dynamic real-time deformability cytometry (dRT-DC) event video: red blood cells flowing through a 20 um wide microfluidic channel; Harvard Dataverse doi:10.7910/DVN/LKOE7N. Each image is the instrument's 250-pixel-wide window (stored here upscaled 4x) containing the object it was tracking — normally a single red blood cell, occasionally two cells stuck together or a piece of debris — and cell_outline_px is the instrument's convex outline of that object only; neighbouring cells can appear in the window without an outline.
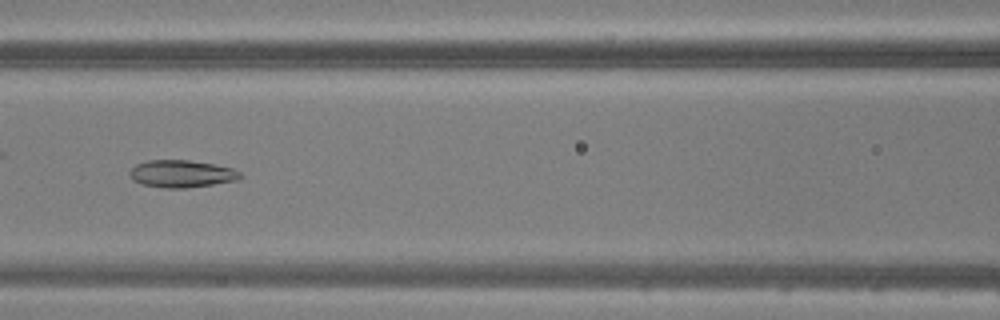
{"species": "common noctule bat (a hibernating species)", "species_latin": "Nyctalus noctula", "temperature_condition": "warm", "stored_images_in_passage": 31, "camera_frame_rate_fps": 3000, "um_per_image_px": 0.085, "animal": {"sex": "male", "body_mass_g": 20.5, "forearm_length_mm": 52.5}, "frame": {"image": 1, "passage_image": 10, "time_ms": 3.0, "image_size_px": [1000, 320], "cell_outline_px": [[244, 176], [236, 180], [212, 184], [184, 188], [168, 188], [140, 184], [132, 180], [128, 172], [136, 164], [148, 160], [188, 160], [212, 164], [232, 168], [240, 172]], "centroid_in_image_um": [15.4, 14.77], "position_along_channel_um": 151.2, "area_um2": 17.51}}
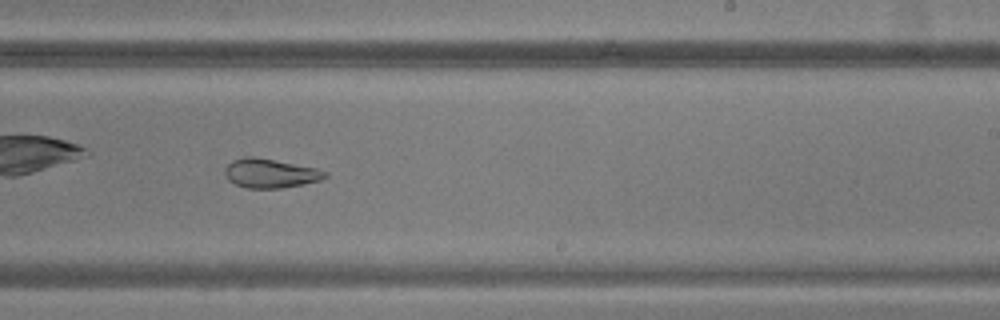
{"frame": {"image": 2, "passage_image": 18, "time_ms": 5.667, "image_size_px": [1000, 320], "cell_outline_px": [[328, 176], [320, 180], [304, 184], [280, 188], [248, 188], [236, 184], [228, 180], [224, 172], [224, 168], [232, 160], [244, 156], [252, 156], [316, 168], [328, 172]], "centroid_in_image_um": [22.96, 14.73], "position_along_channel_um": 266.0, "area_um2": 16.94}}